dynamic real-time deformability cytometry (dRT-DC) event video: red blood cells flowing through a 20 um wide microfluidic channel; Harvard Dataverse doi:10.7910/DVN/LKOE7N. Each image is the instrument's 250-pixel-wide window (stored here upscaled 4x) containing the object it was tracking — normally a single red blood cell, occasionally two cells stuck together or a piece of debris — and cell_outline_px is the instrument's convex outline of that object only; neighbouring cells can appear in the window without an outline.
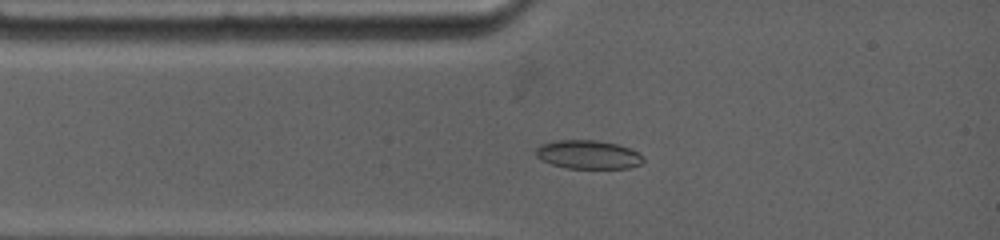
{"species": "common noctule bat (a hibernating species)", "species_latin": "Nyctalus noctula", "temperature_condition": "warm", "stored_images_in_passage": 24, "camera_frame_rate_fps": 4500, "um_per_image_px": 0.085, "animal": {"sex": "female", "body_mass_g": 19.0, "forearm_length_mm": 53.3}, "frame": {"image": 1, "passage_image": 1, "time_ms": 0.0, "image_size_px": [1000, 240], "cell_outline_px": [[644, 160], [640, 164], [628, 168], [568, 168], [552, 164], [536, 156], [536, 148], [540, 144], [556, 140], [596, 140], [616, 144], [628, 148], [644, 156]], "centroid_in_image_um": [49.99, 13.13], "position_along_channel_um": 35.0, "area_um2": 17.74}}
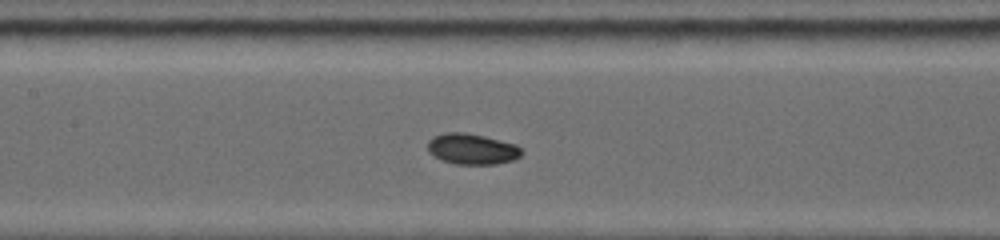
{"frame": {"image": 2, "passage_image": 11, "time_ms": 3.556, "image_size_px": [1000, 240], "cell_outline_px": [[524, 152], [520, 156], [512, 160], [496, 164], [456, 164], [432, 156], [428, 152], [428, 140], [432, 136], [444, 132], [464, 132], [484, 136], [516, 144]], "centroid_in_image_um": [40.1, 12.65], "position_along_channel_um": 167.3, "area_um2": 16.94}}
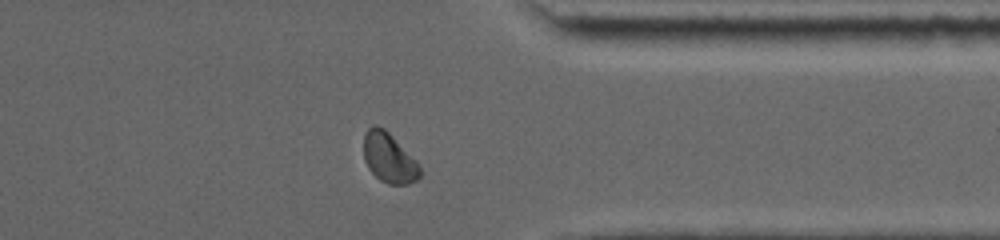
{"frame": {"image": 3, "passage_image": 21, "time_ms": 9.333, "image_size_px": [1000, 240], "cell_outline_px": [[420, 176], [416, 180], [408, 184], [388, 184], [380, 180], [368, 168], [364, 160], [364, 136], [368, 128], [372, 124], [376, 124], [384, 128], [416, 160], [420, 168]], "centroid_in_image_um": [33.05, 13.41], "position_along_channel_um": 378.4, "area_um2": 16.24}, "authors_computed_cell_mechanics": {"area_um2": 16.3574, "velocity_mm_per_s": 3.7675, "shape_relaxation_time_tau1_ms": 7.6282, "shape_relaxation_time_tau2_ms": null, "deformation_change_tau1": 0.1343, "deformation_change_tau2": null}}